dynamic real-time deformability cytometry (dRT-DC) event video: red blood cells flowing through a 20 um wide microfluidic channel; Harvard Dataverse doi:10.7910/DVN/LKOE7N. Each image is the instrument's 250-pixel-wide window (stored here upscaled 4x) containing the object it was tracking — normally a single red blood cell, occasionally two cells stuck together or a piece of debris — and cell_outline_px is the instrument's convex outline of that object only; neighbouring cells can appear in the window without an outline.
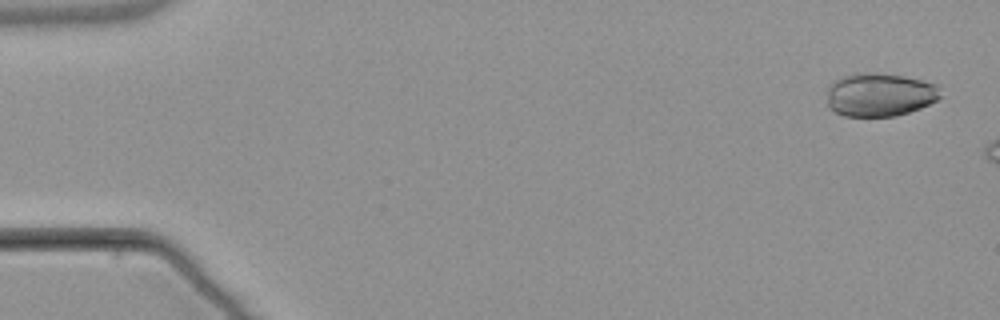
{"species": "common noctule bat (a hibernating species)", "species_latin": "Nyctalus noctula", "temperature_condition": "warm", "stored_images_in_passage": 11, "camera_frame_rate_fps": 3000, "um_per_image_px": 0.085, "animal": {"sex": "male", "body_mass_g": 21.5, "forearm_length_mm": 52.0}, "frame": {"image": 1, "passage_image": 2, "time_ms": 0.333, "image_size_px": [1000, 320], "cell_outline_px": [[940, 96], [936, 100], [920, 108], [896, 116], [844, 116], [828, 108], [828, 84], [836, 80], [848, 76], [904, 76], [936, 84]], "centroid_in_image_um": [74.77, 8.11], "position_along_channel_um": 10.2, "area_um2": 27.46}}